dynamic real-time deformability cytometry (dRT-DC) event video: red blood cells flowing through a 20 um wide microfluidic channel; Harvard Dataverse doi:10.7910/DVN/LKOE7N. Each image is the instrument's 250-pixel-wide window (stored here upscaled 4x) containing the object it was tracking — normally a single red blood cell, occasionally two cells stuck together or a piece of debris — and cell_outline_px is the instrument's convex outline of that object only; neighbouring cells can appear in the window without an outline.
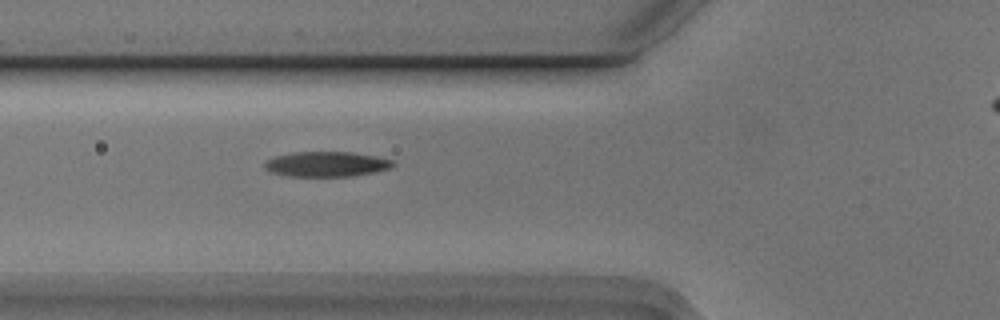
{"species": "Egyptian fruit bat (a non-hibernating species)", "species_latin": "Rousettus aegyptiacus", "temperature_condition": "cold", "stored_images_in_passage": 8, "segment_of_instrument_passage": [1, 2], "camera_frame_rate_fps": 3000, "um_per_image_px": 0.085, "animal": {"sex": "male"}, "frame": {"image": 1, "passage_image": 7, "time_ms": 2.0, "image_size_px": [1000, 320], "cell_outline_px": [[396, 164], [392, 168], [376, 172], [352, 176], [288, 176], [272, 172], [264, 168], [264, 164], [268, 160], [276, 156], [292, 152], [352, 152], [376, 156], [392, 160]], "centroid_in_image_um": [27.8, 13.95], "position_along_channel_um": 98.0, "area_um2": 18.79}}